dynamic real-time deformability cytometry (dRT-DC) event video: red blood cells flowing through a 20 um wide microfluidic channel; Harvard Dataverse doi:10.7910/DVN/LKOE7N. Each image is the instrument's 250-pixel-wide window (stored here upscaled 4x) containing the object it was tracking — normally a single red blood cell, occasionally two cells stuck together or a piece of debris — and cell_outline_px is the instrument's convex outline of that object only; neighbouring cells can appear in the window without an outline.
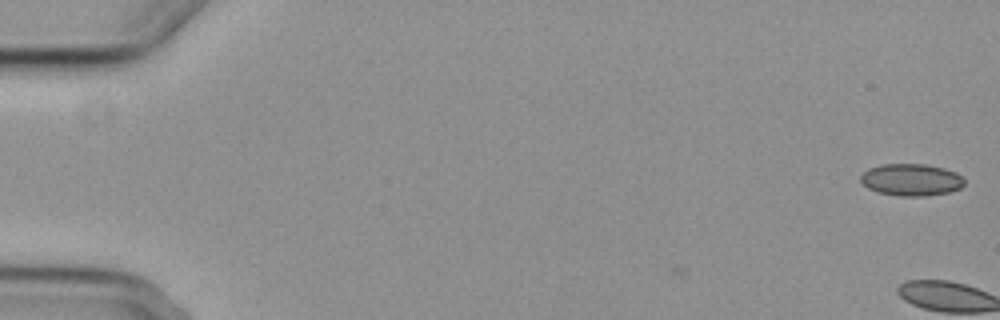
{"species": "common noctule bat (a hibernating species)", "species_latin": "Nyctalus noctula", "temperature_condition": "cold", "stored_images_in_passage": 5, "camera_frame_rate_fps": 3000, "um_per_image_px": 0.085, "animal": {"sex": "female", "body_mass_g": 29.2, "forearm_length_mm": 56.3}, "frame": {"image": 1, "passage_image": 1, "time_ms": 0.0, "image_size_px": [1000, 320], "cell_outline_px": [[964, 184], [960, 188], [948, 192], [924, 196], [900, 196], [876, 192], [868, 188], [860, 180], [860, 176], [868, 168], [880, 164], [924, 164], [944, 168], [956, 172], [964, 176]], "centroid_in_image_um": [77.45, 15.27], "position_along_channel_um": 7.5, "area_um2": 19.48}}